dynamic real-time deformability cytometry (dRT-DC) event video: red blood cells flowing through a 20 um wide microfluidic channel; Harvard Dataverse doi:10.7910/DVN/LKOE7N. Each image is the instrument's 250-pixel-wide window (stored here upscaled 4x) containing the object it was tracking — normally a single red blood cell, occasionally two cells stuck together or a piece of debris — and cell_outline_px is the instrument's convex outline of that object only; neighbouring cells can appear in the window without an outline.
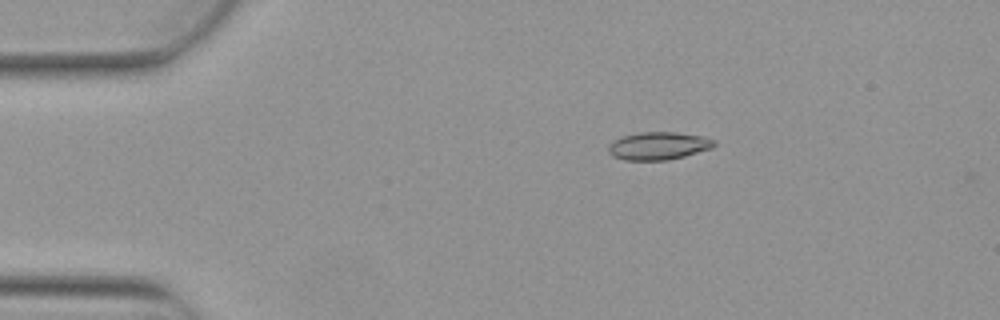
{"species": "Egyptian fruit bat (a non-hibernating species)", "species_latin": "Rousettus aegyptiacus", "temperature_condition": "warm", "stored_images_in_passage": 4, "camera_frame_rate_fps": 3000, "um_per_image_px": 0.085, "animal": {"sex": "female"}, "frame": {"image": 1, "passage_image": 3, "time_ms": 0.667, "image_size_px": [1000, 320], "cell_outline_px": [[716, 144], [712, 148], [684, 156], [668, 160], [624, 160], [612, 156], [608, 152], [608, 144], [612, 140], [624, 136], [640, 132], [676, 132], [704, 136], [716, 140]], "centroid_in_image_um": [55.96, 12.39], "position_along_channel_um": 29.0, "area_um2": 17.28}}